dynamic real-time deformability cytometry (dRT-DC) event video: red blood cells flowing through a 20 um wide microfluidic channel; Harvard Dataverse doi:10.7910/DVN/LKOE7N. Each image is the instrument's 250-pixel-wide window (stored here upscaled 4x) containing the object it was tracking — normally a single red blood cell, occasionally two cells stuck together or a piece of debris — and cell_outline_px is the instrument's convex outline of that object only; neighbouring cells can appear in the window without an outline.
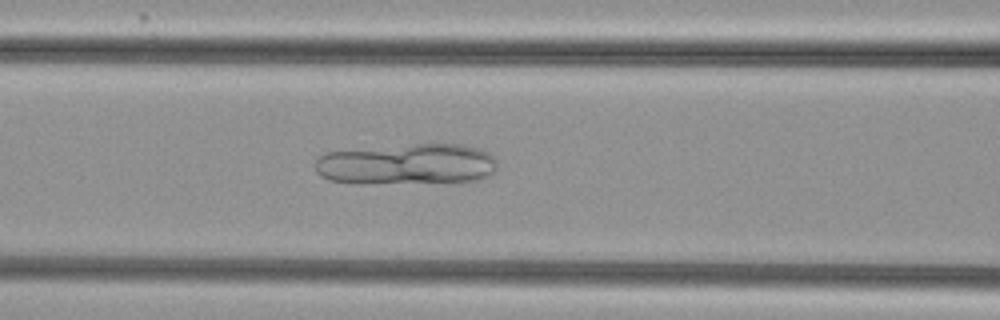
{"species": "common noctule bat (a hibernating species)", "species_latin": "Nyctalus noctula", "temperature_condition": "cold", "stored_images_in_passage": 44, "camera_frame_rate_fps": 3000, "um_per_image_px": 0.085, "animal": {"sex": "female", "body_mass_g": 29.2, "forearm_length_mm": 56.3}, "frame": {"image": 1, "passage_image": 24, "time_ms": 7.667, "image_size_px": [1000, 320], "cell_outline_px": [[496, 168], [488, 176], [480, 180], [328, 180], [320, 176], [316, 172], [316, 160], [320, 156], [328, 152], [416, 144], [464, 144], [480, 148], [488, 152], [496, 160]], "centroid_in_image_um": [34.67, 13.88], "position_along_channel_um": 131.9, "area_um2": 41.15}}
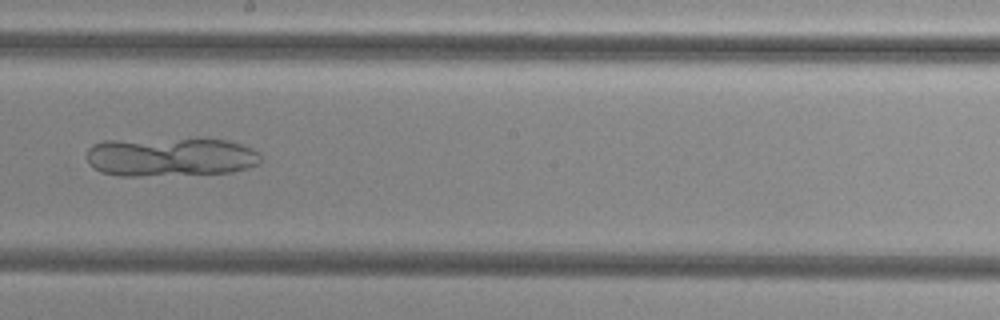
{"frame": {"image": 2, "passage_image": 32, "time_ms": 10.333, "image_size_px": [1000, 320], "cell_outline_px": [[260, 164], [248, 168], [232, 172], [140, 176], [116, 176], [100, 172], [92, 168], [88, 164], [88, 148], [92, 144], [104, 140], [196, 136], [200, 136], [228, 140], [252, 148], [260, 152]], "centroid_in_image_um": [14.49, 13.29], "position_along_channel_um": 233.7, "area_um2": 41.21}}
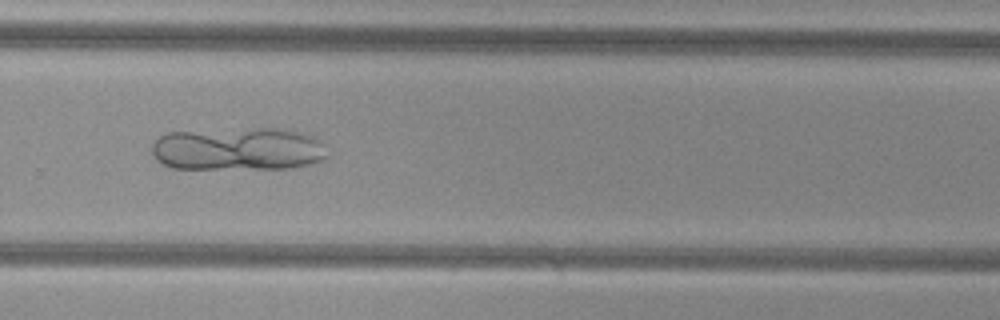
{"frame": {"image": 3, "passage_image": 38, "time_ms": 12.333, "image_size_px": [1000, 320], "cell_outline_px": [[328, 156], [320, 160], [308, 164], [292, 168], [172, 168], [156, 160], [152, 152], [152, 144], [160, 136], [168, 132], [256, 128], [288, 128], [312, 136], [320, 140]], "centroid_in_image_um": [20.24, 12.65], "position_along_channel_um": 309.6, "area_um2": 43.99}}